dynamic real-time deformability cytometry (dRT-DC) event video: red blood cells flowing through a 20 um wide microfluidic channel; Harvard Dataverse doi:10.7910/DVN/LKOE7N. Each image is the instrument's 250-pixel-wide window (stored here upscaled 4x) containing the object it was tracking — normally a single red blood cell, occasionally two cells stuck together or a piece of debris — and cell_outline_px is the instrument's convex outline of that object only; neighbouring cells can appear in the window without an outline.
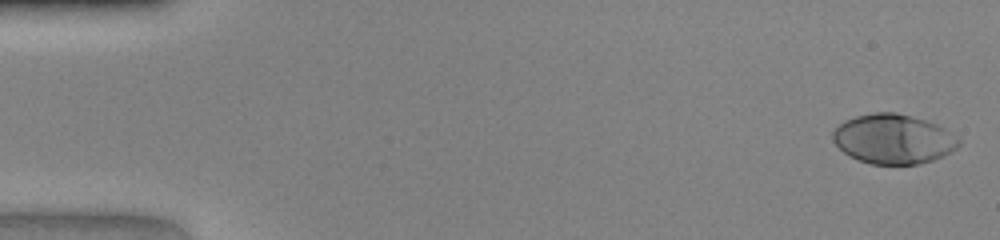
{"species": "human", "species_latin": "Homo sapiens", "temperature_condition": "warm", "stored_images_in_passage": 47, "camera_frame_rate_fps": 3000, "um_per_image_px": 0.085, "donor": {"sex": "female"}, "frame": {"image": 1, "passage_image": 1, "time_ms": 0.0, "image_size_px": [1000, 240], "cell_outline_px": [[960, 144], [956, 148], [944, 156], [920, 164], [872, 164], [848, 156], [832, 140], [832, 132], [844, 120], [856, 116], [872, 112], [896, 112], [912, 116], [936, 124], [960, 136]], "centroid_in_image_um": [75.95, 11.81], "position_along_channel_um": 9.0, "area_um2": 36.59}}
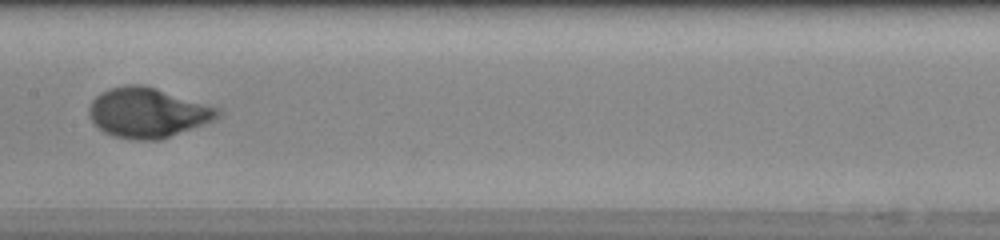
{"frame": {"image": 2, "passage_image": 24, "time_ms": 7.667, "image_size_px": [1000, 240], "cell_outline_px": [[224, 112], [216, 120], [160, 140], [128, 140], [112, 136], [104, 132], [92, 120], [88, 112], [88, 108], [92, 100], [100, 92], [108, 88], [124, 84], [144, 84], [220, 108]], "centroid_in_image_um": [12.57, 9.57], "position_along_channel_um": 194.8, "area_um2": 37.92}}
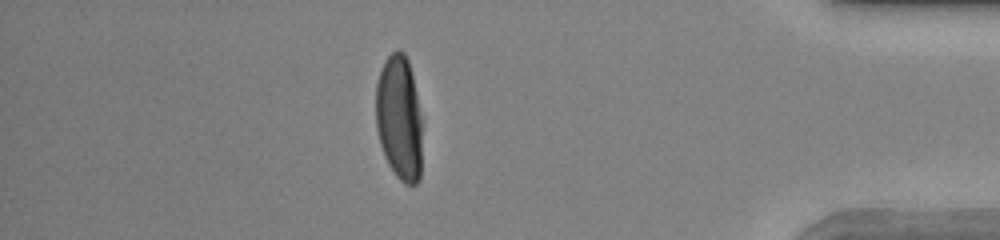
{"frame": {"image": 3, "passage_image": 41, "time_ms": 13.333, "image_size_px": [1000, 240], "cell_outline_px": [[420, 180], [416, 184], [404, 184], [396, 176], [388, 164], [384, 156], [380, 144], [376, 128], [376, 84], [380, 68], [384, 60], [396, 48], [400, 48], [404, 52], [408, 60], [412, 76], [420, 116]], "centroid_in_image_um": [33.89, 10.0], "position_along_channel_um": 401.3, "area_um2": 33.64}}